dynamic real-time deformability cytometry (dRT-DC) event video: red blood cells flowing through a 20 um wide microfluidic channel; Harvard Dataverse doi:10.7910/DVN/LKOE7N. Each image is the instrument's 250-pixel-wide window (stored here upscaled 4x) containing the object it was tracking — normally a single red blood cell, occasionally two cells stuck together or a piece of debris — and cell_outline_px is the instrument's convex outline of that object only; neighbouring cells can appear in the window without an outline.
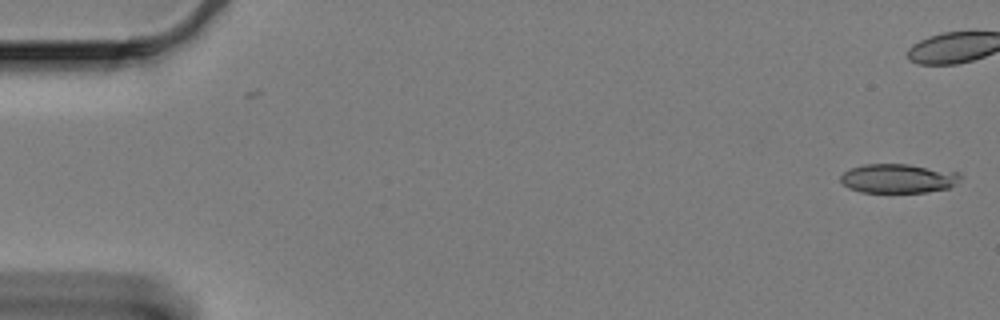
{"species": "Egyptian fruit bat (a non-hibernating species)", "species_latin": "Rousettus aegyptiacus", "temperature_condition": "cold", "stored_images_in_passage": 6, "camera_frame_rate_fps": 3000, "um_per_image_px": 0.085, "animal": {"sex": "female"}, "frame": {"image": 1, "passage_image": 1, "time_ms": 0.0, "image_size_px": [1000, 320], "cell_outline_px": [[960, 180], [948, 188], [924, 192], [860, 192], [848, 188], [840, 180], [840, 176], [844, 172], [852, 168], [864, 164], [908, 164], [960, 172]], "centroid_in_image_um": [76.34, 15.16], "position_along_channel_um": 8.7, "area_um2": 20.29}}